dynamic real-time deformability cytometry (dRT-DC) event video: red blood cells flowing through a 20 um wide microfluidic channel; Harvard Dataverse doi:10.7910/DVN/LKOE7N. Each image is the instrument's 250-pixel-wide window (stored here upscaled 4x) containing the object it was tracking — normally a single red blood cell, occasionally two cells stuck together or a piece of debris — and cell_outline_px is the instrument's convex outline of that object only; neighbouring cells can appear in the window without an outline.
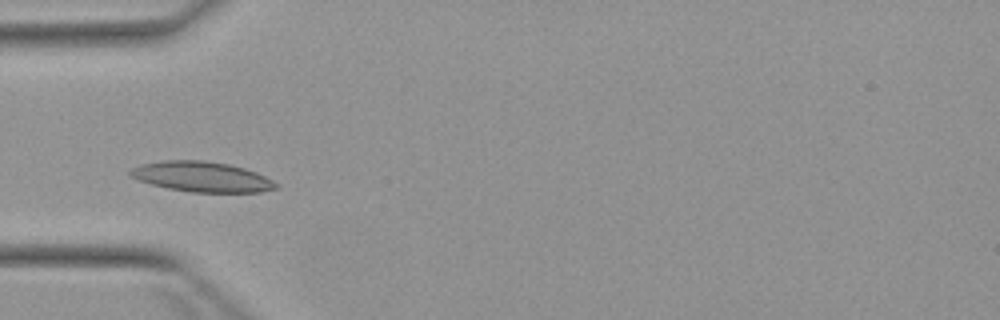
{"species": "Egyptian fruit bat (a non-hibernating species)", "species_latin": "Rousettus aegyptiacus", "temperature_condition": "warm", "stored_images_in_passage": 2, "camera_frame_rate_fps": 3000, "um_per_image_px": 0.085, "animal": {"sex": "female"}, "frame": {"image": 1, "passage_image": 2, "time_ms": 2.0, "image_size_px": [1000, 320], "cell_outline_px": [[280, 184], [276, 188], [260, 192], [192, 192], [168, 188], [136, 180], [128, 176], [128, 172], [132, 168], [140, 164], [164, 160], [204, 160], [228, 164], [244, 168], [256, 172]], "centroid_in_image_um": [17.12, 15.02], "position_along_channel_um": 67.9, "area_um2": 25.72}}